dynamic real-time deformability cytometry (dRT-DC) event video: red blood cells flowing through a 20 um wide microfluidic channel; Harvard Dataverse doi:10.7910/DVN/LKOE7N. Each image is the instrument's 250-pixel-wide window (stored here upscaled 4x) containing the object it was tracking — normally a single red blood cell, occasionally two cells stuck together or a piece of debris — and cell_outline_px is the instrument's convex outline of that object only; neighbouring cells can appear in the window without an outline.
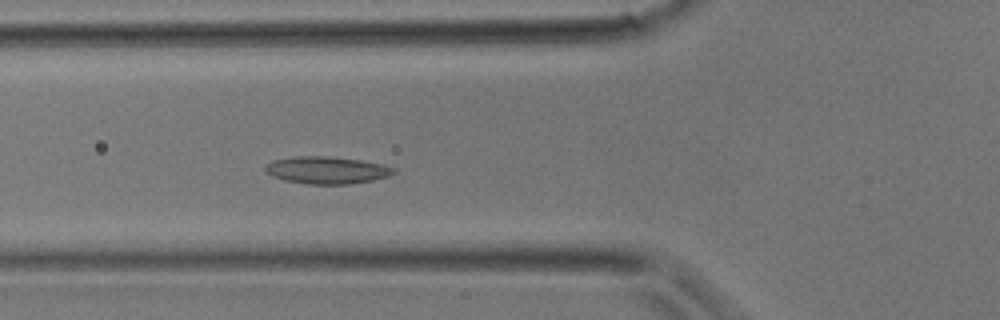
{"species": "common noctule bat (a hibernating species)", "species_latin": "Nyctalus noctula", "temperature_condition": "room temperature", "stored_images_in_passage": 28, "camera_frame_rate_fps": 3000, "um_per_image_px": 0.085, "animal": {"sex": "male", "body_mass_g": 17.9}, "frame": {"image": 1, "passage_image": 10, "time_ms": 3.0, "image_size_px": [1000, 320], "cell_outline_px": [[396, 172], [388, 176], [372, 180], [348, 184], [308, 184], [284, 180], [272, 176], [264, 172], [264, 168], [272, 160], [292, 156], [328, 156], [360, 160], [384, 164], [396, 168]], "centroid_in_image_um": [27.76, 14.45], "position_along_channel_um": 98.0, "area_um2": 20.52}}
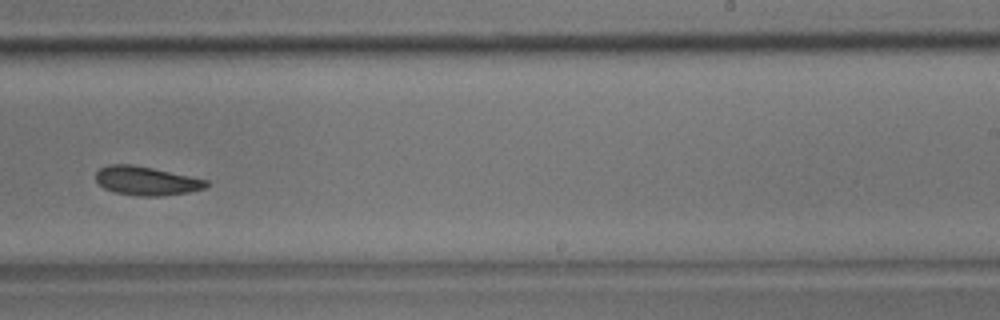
{"frame": {"image": 2, "passage_image": 20, "time_ms": 6.333, "image_size_px": [1000, 320], "cell_outline_px": [[208, 184], [204, 188], [188, 192], [160, 196], [136, 196], [116, 192], [104, 188], [96, 180], [96, 172], [100, 168], [108, 164], [132, 164], [152, 168], [208, 180]], "centroid_in_image_um": [12.41, 15.37], "position_along_channel_um": 276.6, "area_um2": 18.38}}
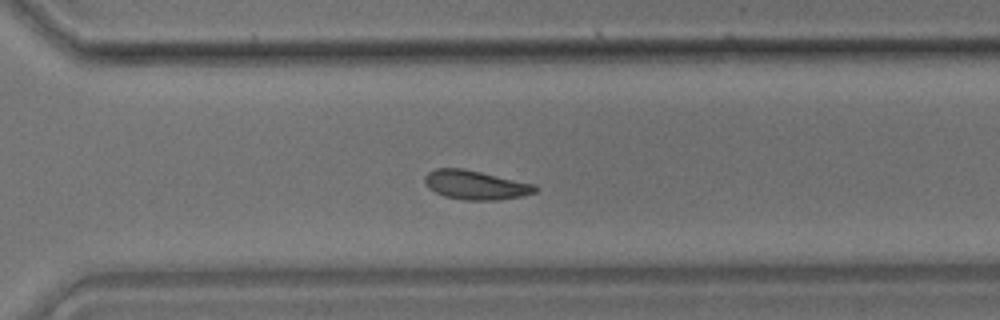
{"frame": {"image": 3, "passage_image": 23, "time_ms": 7.333, "image_size_px": [1000, 320], "cell_outline_px": [[540, 188], [536, 192], [520, 196], [500, 200], [464, 200], [444, 196], [428, 188], [424, 180], [424, 176], [428, 172], [436, 168], [464, 168], [536, 184]], "centroid_in_image_um": [40.44, 15.72], "position_along_channel_um": 330.2, "area_um2": 18.9}}